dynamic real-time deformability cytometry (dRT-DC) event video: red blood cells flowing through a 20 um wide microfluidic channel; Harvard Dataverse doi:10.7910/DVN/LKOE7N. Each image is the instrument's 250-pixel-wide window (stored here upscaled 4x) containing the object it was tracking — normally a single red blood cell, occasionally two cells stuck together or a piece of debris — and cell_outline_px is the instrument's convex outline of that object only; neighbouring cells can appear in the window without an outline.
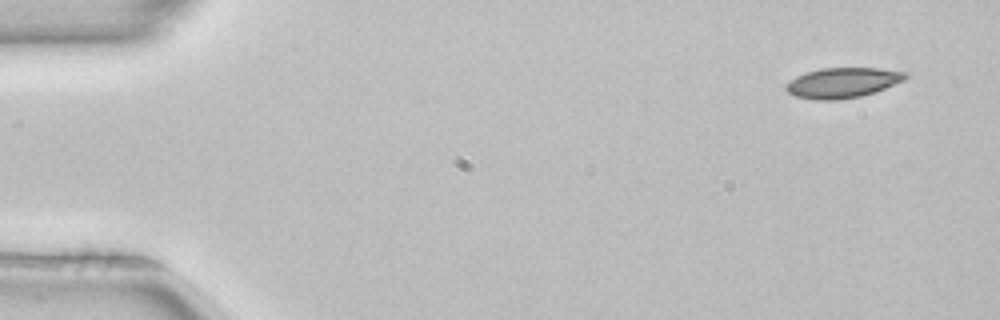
{"species": "common noctule bat (a hibernating species)", "species_latin": "Nyctalus noctula", "temperature_condition": "room temperature", "stored_images_in_passage": 3, "camera_frame_rate_fps": 3000, "um_per_image_px": 0.085, "animal": {"sex": "female", "body_mass_g": 22.7, "forearm_length_mm": 54.2}, "frame": {"image": 1, "passage_image": 1, "time_ms": 0.0, "image_size_px": [1000, 320], "cell_outline_px": [[908, 76], [904, 80], [876, 92], [860, 96], [836, 100], [816, 100], [796, 96], [788, 92], [784, 88], [796, 76], [820, 68], [876, 68], [908, 72]], "centroid_in_image_um": [71.65, 7.03], "position_along_channel_um": 13.3, "area_um2": 20.87}}